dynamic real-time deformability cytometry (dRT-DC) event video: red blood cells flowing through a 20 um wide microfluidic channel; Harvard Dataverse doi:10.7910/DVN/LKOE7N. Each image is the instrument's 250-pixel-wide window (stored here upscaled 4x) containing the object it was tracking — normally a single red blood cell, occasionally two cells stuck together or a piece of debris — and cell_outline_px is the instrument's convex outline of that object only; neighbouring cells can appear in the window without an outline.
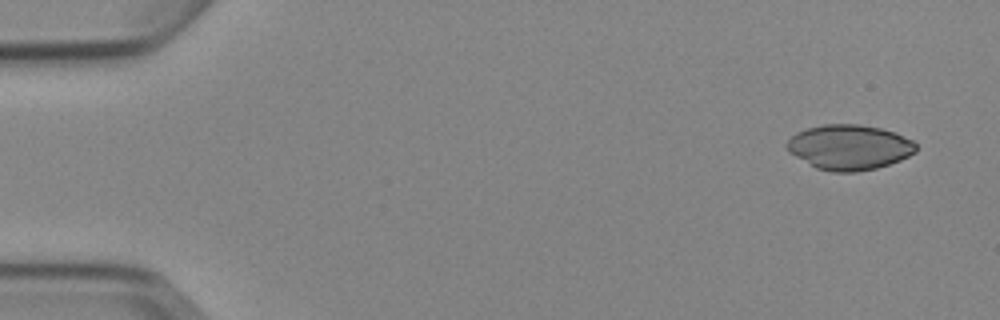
{"species": "Egyptian fruit bat (a non-hibernating species)", "species_latin": "Rousettus aegyptiacus", "temperature_condition": "cold", "stored_images_in_passage": 8, "camera_frame_rate_fps": 3000, "um_per_image_px": 0.085, "animal": {"sex": "female"}, "frame": {"image": 1, "passage_image": 1, "time_ms": 0.0, "image_size_px": [1000, 320], "cell_outline_px": [[916, 152], [900, 160], [876, 168], [856, 172], [832, 172], [816, 168], [788, 152], [784, 148], [784, 144], [796, 132], [808, 128], [824, 124], [860, 124], [880, 128], [896, 132], [912, 140], [916, 144]], "centroid_in_image_um": [72.17, 12.51], "position_along_channel_um": 12.8, "area_um2": 34.1}}